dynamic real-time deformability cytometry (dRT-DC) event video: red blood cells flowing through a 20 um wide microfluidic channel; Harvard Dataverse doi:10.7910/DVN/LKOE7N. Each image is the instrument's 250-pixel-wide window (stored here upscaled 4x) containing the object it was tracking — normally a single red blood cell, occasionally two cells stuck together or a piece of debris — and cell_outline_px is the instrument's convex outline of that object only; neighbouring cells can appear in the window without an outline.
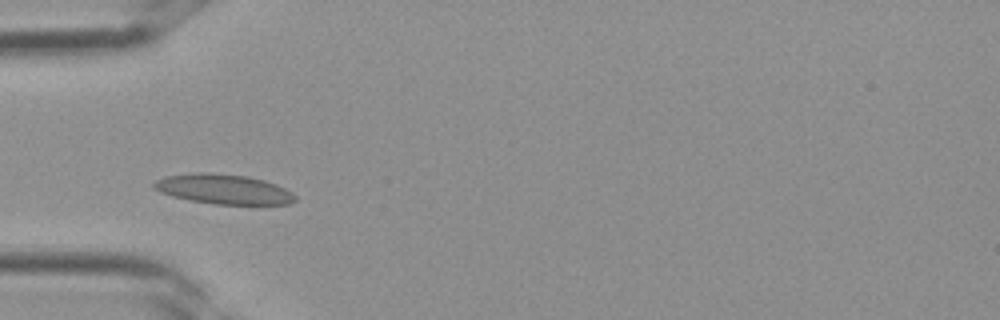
{"species": "Egyptian fruit bat (a non-hibernating species)", "species_latin": "Rousettus aegyptiacus", "temperature_condition": "room temperature", "stored_images_in_passage": 31, "camera_frame_rate_fps": 3000, "um_per_image_px": 0.085, "frame": {"image": 1, "passage_image": 6, "time_ms": 1.667, "image_size_px": [1000, 320], "cell_outline_px": [[296, 200], [292, 204], [216, 204], [192, 200], [172, 196], [160, 192], [152, 188], [152, 184], [156, 180], [164, 176], [196, 172], [208, 172], [248, 176], [264, 180], [276, 184], [292, 192], [296, 196]], "centroid_in_image_um": [18.99, 16.07], "position_along_channel_um": 66.0, "area_um2": 24.62}}
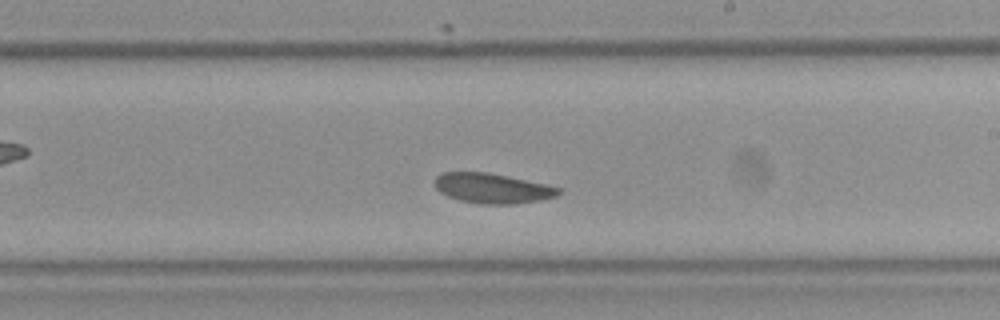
{"frame": {"image": 2, "passage_image": 16, "time_ms": 5.0, "image_size_px": [1000, 320], "cell_outline_px": [[560, 192], [556, 196], [540, 200], [512, 204], [480, 204], [460, 200], [448, 196], [440, 192], [436, 188], [436, 176], [440, 172], [488, 172], [508, 176], [544, 184], [560, 188]], "centroid_in_image_um": [41.82, 16.0], "position_along_channel_um": 247.2, "area_um2": 21.44}}
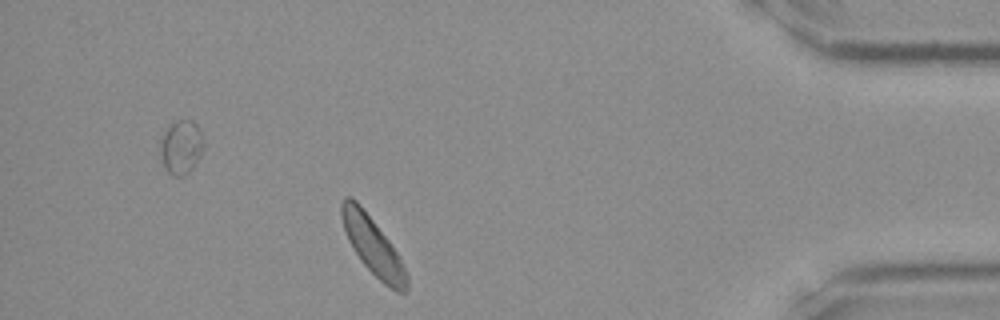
{"frame": {"image": 3, "passage_image": 27, "time_ms": 8.667, "image_size_px": [1000, 320], "cell_outline_px": [[408, 292], [396, 292], [384, 284], [364, 264], [352, 248], [348, 240], [340, 216], [340, 204], [344, 196], [352, 196], [360, 204], [388, 240], [396, 252], [408, 276]], "centroid_in_image_um": [31.66, 20.89], "position_along_channel_um": 403.5, "area_um2": 21.62}}